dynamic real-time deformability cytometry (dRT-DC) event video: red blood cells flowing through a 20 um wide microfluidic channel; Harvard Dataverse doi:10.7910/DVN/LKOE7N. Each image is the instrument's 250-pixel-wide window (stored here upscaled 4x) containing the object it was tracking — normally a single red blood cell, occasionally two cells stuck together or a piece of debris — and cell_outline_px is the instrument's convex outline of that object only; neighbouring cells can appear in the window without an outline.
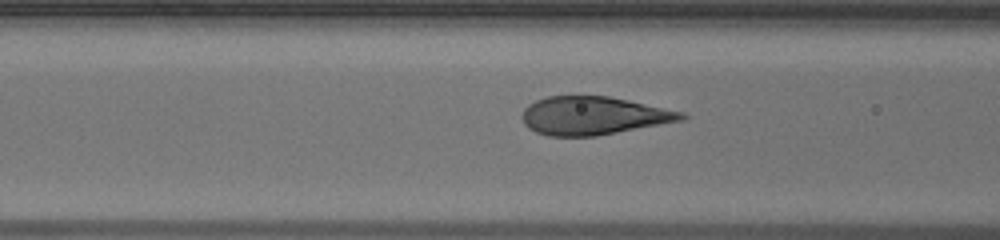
{"species": "human", "species_latin": "Homo sapiens", "temperature_condition": "warm", "stored_images_in_passage": 36, "camera_frame_rate_fps": 3000, "um_per_image_px": 0.085, "donor": {"sex": "male"}, "frame": {"image": 1, "passage_image": 9, "time_ms": 2.667, "image_size_px": [1000, 240], "cell_outline_px": [[688, 116], [684, 120], [596, 136], [548, 136], [536, 132], [528, 128], [524, 124], [520, 116], [524, 108], [528, 104], [536, 100], [548, 96], [608, 96], [684, 112]], "centroid_in_image_um": [50.41, 9.84], "position_along_channel_um": 116.2, "area_um2": 35.49}}
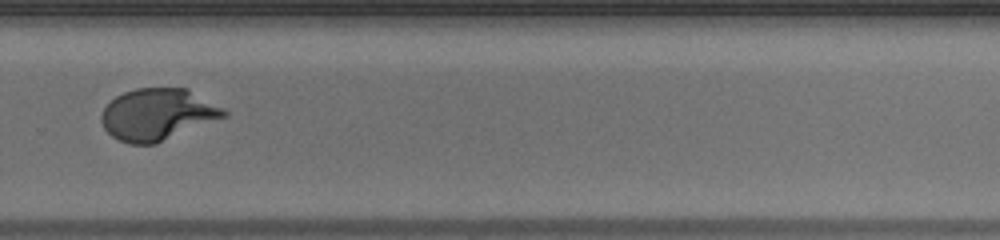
{"frame": {"image": 2, "passage_image": 23, "time_ms": 7.333, "image_size_px": [1000, 240], "cell_outline_px": [[228, 116], [156, 144], [128, 144], [112, 136], [104, 128], [100, 120], [100, 116], [104, 108], [116, 96], [124, 92], [136, 88], [188, 88], [224, 108], [228, 112]], "centroid_in_image_um": [13.42, 9.73], "position_along_channel_um": 316.4, "area_um2": 37.11}}
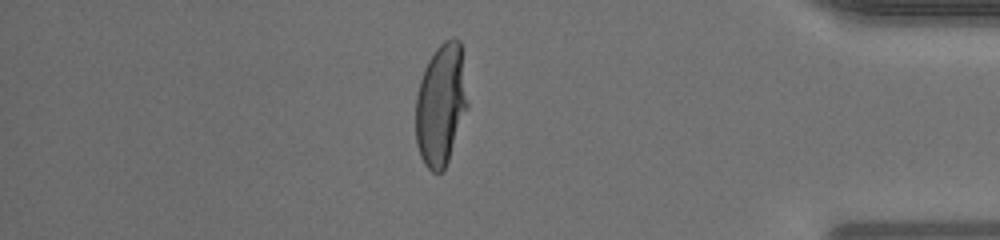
{"frame": {"image": 3, "passage_image": 31, "time_ms": 10.0, "image_size_px": [1000, 240], "cell_outline_px": [[468, 108], [444, 172], [432, 172], [424, 164], [420, 156], [416, 144], [416, 96], [420, 80], [424, 68], [428, 60], [436, 48], [444, 40], [452, 36], [460, 40], [468, 104]], "centroid_in_image_um": [37.48, 8.91], "position_along_channel_um": 397.7, "area_um2": 37.11}}